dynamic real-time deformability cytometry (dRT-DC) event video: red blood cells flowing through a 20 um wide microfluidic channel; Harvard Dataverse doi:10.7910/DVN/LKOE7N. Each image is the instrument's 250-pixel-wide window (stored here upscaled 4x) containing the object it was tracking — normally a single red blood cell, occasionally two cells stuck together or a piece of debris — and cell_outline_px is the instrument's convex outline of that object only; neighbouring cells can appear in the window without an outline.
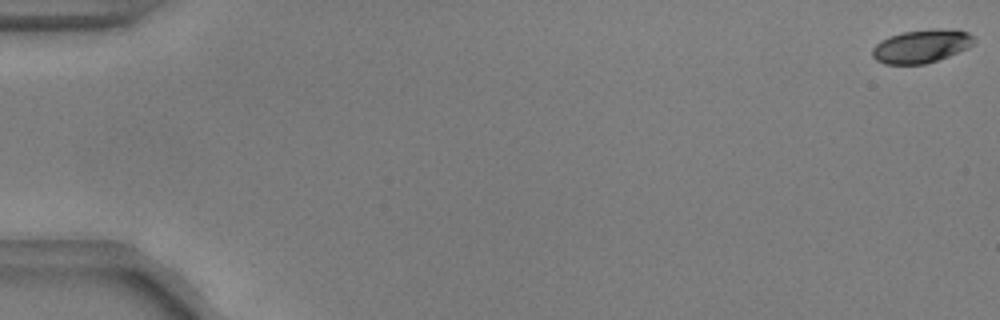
{"species": "common noctule bat (a hibernating species)", "species_latin": "Nyctalus noctula", "temperature_condition": "warm", "stored_images_in_passage": 12, "camera_frame_rate_fps": 3000, "um_per_image_px": 0.085, "animal": {"sex": "male", "body_mass_g": 17.9, "forearm_length_mm": 54.2}, "frame": {"image": 1, "passage_image": 1, "time_ms": 0.0, "image_size_px": [1000, 320], "cell_outline_px": [[976, 40], [968, 48], [948, 56], [924, 64], [884, 64], [876, 60], [872, 56], [872, 48], [880, 40], [888, 36], [904, 32], [932, 28], [956, 28], [968, 32], [976, 36]], "centroid_in_image_um": [78.35, 3.9], "position_along_channel_um": 6.7, "area_um2": 20.06}}